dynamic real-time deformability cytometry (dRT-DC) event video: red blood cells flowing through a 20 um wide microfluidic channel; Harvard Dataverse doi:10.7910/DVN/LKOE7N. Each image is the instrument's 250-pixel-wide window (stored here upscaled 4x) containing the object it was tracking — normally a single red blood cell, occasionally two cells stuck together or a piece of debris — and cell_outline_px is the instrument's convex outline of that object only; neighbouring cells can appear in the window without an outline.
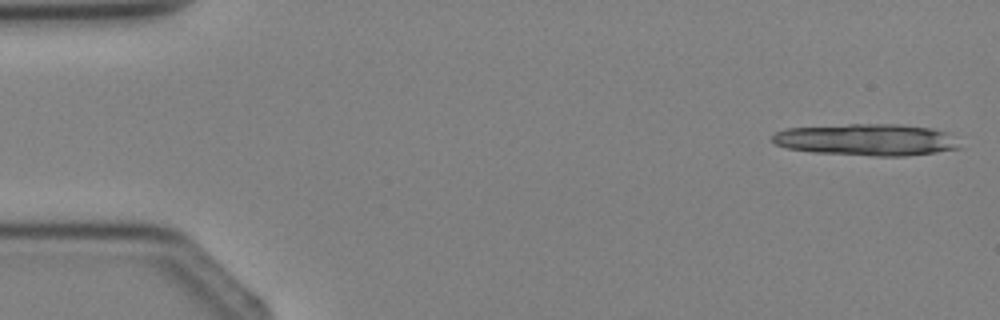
{"species": "Egyptian fruit bat (a non-hibernating species)", "species_latin": "Rousettus aegyptiacus", "temperature_condition": "cold", "stored_images_in_passage": 4, "camera_frame_rate_fps": 3000, "um_per_image_px": 0.085, "animal": {"sex": "female"}, "frame": {"image": 1, "passage_image": 1, "time_ms": 0.0, "image_size_px": [1000, 320], "cell_outline_px": [[960, 148], [936, 152], [904, 156], [872, 156], [812, 152], [784, 148], [776, 144], [772, 140], [772, 136], [776, 132], [788, 128], [848, 124], [900, 124], [932, 128], [948, 132]], "centroid_in_image_um": [73.63, 11.88], "position_along_channel_um": 11.4, "area_um2": 34.68}}
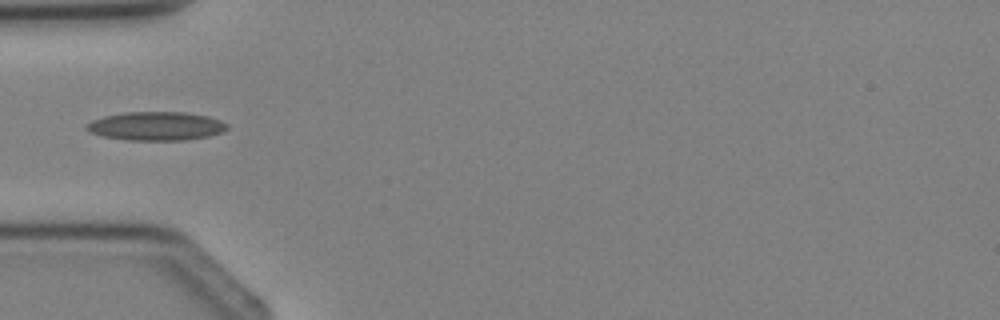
{"frame": {"image": 2, "passage_image": 4, "time_ms": 3.667, "image_size_px": [1000, 320], "cell_outline_px": [[228, 128], [220, 132], [208, 136], [184, 140], [128, 140], [100, 136], [88, 132], [84, 128], [84, 124], [92, 120], [104, 116], [124, 112], [184, 112], [208, 116], [220, 120], [228, 124]], "centroid_in_image_um": [13.2, 10.71], "position_along_channel_um": 71.8, "area_um2": 23.64}}